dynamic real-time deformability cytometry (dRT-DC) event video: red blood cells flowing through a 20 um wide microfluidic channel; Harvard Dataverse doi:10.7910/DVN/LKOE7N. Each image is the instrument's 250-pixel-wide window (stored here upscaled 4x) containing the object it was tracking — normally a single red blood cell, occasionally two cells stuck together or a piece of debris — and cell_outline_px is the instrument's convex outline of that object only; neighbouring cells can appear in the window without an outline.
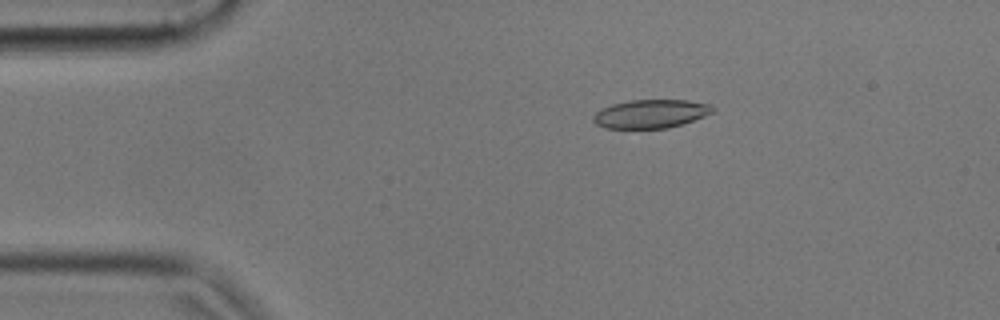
{"species": "common noctule bat (a hibernating species)", "species_latin": "Nyctalus noctula", "temperature_condition": "cold", "stored_images_in_passage": 55, "camera_frame_rate_fps": 3000, "um_per_image_px": 0.085, "animal": {"sex": "male", "body_mass_g": 17.9, "forearm_length_mm": 54.2}, "frame": {"image": 1, "passage_image": 10, "time_ms": 3.0, "image_size_px": [1000, 320], "cell_outline_px": [[716, 108], [712, 112], [704, 116], [668, 128], [604, 128], [596, 124], [592, 120], [592, 116], [600, 108], [612, 104], [632, 100], [688, 100], [712, 104]], "centroid_in_image_um": [55.29, 9.66], "position_along_channel_um": 29.7, "area_um2": 19.88}}
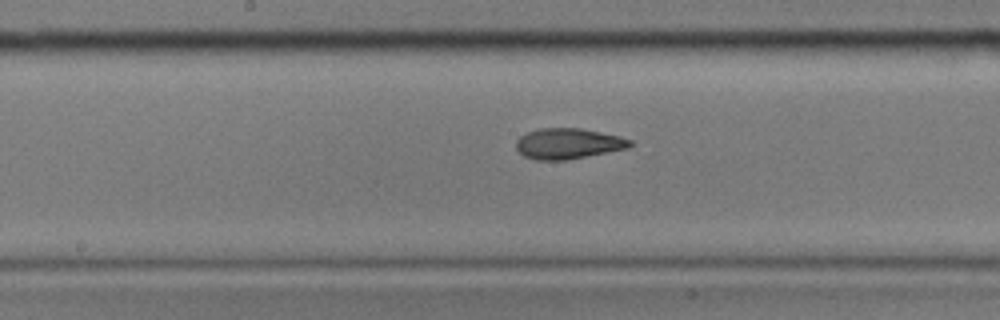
{"frame": {"image": 2, "passage_image": 28, "time_ms": 9.0, "image_size_px": [1000, 320], "cell_outline_px": [[632, 144], [628, 148], [564, 160], [536, 160], [524, 156], [516, 148], [516, 140], [520, 136], [528, 132], [540, 128], [580, 128], [620, 136], [632, 140]], "centroid_in_image_um": [48.27, 12.2], "position_along_channel_um": 199.9, "area_um2": 20.17}}
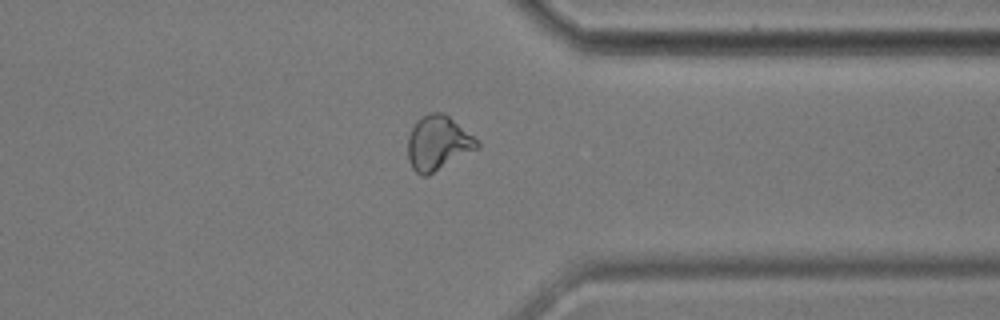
{"frame": {"image": 3, "passage_image": 43, "time_ms": 14.0, "image_size_px": [1000, 320], "cell_outline_px": [[480, 148], [428, 176], [420, 176], [412, 168], [408, 160], [408, 136], [416, 120], [428, 112], [444, 112], [472, 136], [480, 144]], "centroid_in_image_um": [37.21, 12.18], "position_along_channel_um": 374.2, "area_um2": 22.14}, "authors_computed_cell_mechanics": {"area_um2": 20.519, "velocity_mm_per_s": 3.5855, "shape_relaxation_time_tau1_ms": 9.0471, "shape_relaxation_time_tau2_ms": 2.3036, "deformation_change_tau1": 0.184, "deformation_change_tau2": 0.0767}}